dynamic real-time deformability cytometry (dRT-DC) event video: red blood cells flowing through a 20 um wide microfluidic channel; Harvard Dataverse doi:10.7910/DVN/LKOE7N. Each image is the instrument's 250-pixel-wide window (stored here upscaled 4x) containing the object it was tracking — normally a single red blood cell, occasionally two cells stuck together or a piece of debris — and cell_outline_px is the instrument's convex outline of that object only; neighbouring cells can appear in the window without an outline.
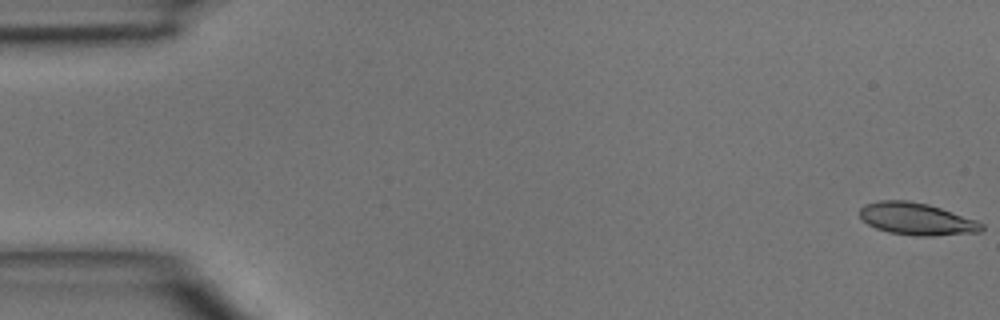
{"species": "common noctule bat (a hibernating species)", "species_latin": "Nyctalus noctula", "temperature_condition": "room temperature", "stored_images_in_passage": 44, "camera_frame_rate_fps": 3000, "um_per_image_px": 0.085, "animal": {"sex": "male", "body_mass_g": 15.6}, "frame": {"image": 1, "passage_image": 1, "time_ms": 0.0, "image_size_px": [1000, 320], "cell_outline_px": [[984, 228], [980, 232], [932, 236], [916, 236], [888, 232], [876, 228], [868, 224], [860, 216], [860, 208], [864, 204], [880, 200], [908, 200], [928, 204], [976, 220], [984, 224]], "centroid_in_image_um": [77.91, 18.61], "position_along_channel_um": 7.1, "area_um2": 22.83}}
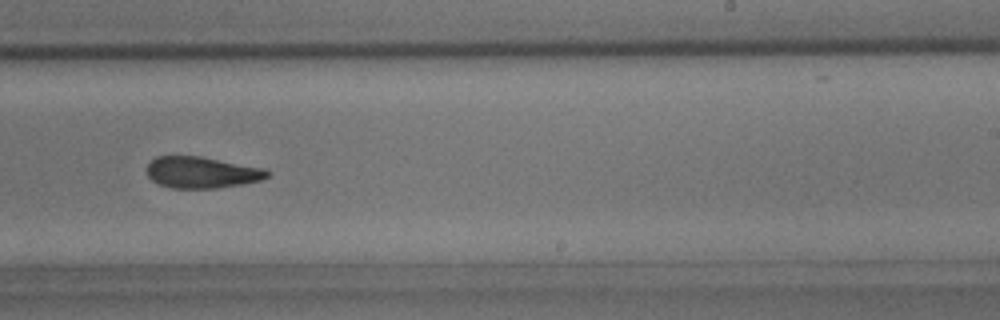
{"frame": {"image": 2, "passage_image": 29, "time_ms": 9.333, "image_size_px": [1000, 320], "cell_outline_px": [[272, 172], [268, 176], [260, 180], [244, 184], [216, 188], [172, 188], [160, 184], [152, 180], [148, 176], [148, 164], [156, 156], [200, 156], [264, 168]], "centroid_in_image_um": [17.17, 14.65], "position_along_channel_um": 271.8, "area_um2": 21.96}}
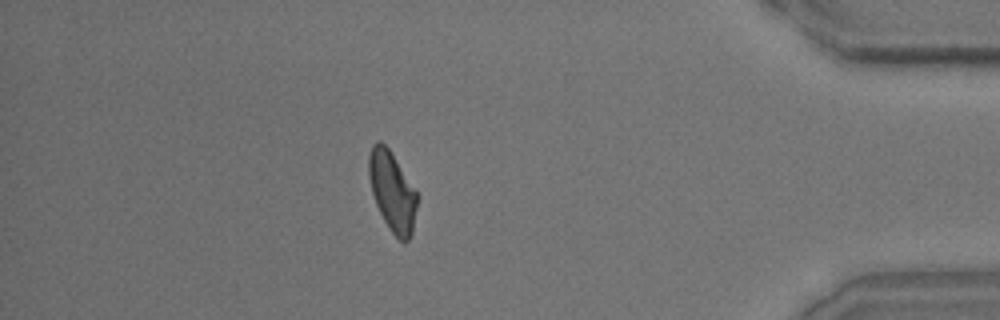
{"frame": {"image": 3, "passage_image": 41, "time_ms": 13.333, "image_size_px": [1000, 320], "cell_outline_px": [[416, 208], [412, 232], [408, 240], [400, 240], [392, 232], [384, 220], [376, 204], [372, 192], [368, 176], [368, 156], [372, 144], [376, 140], [380, 140], [388, 148], [416, 192]], "centroid_in_image_um": [33.29, 16.23], "position_along_channel_um": 401.9, "area_um2": 21.85}}